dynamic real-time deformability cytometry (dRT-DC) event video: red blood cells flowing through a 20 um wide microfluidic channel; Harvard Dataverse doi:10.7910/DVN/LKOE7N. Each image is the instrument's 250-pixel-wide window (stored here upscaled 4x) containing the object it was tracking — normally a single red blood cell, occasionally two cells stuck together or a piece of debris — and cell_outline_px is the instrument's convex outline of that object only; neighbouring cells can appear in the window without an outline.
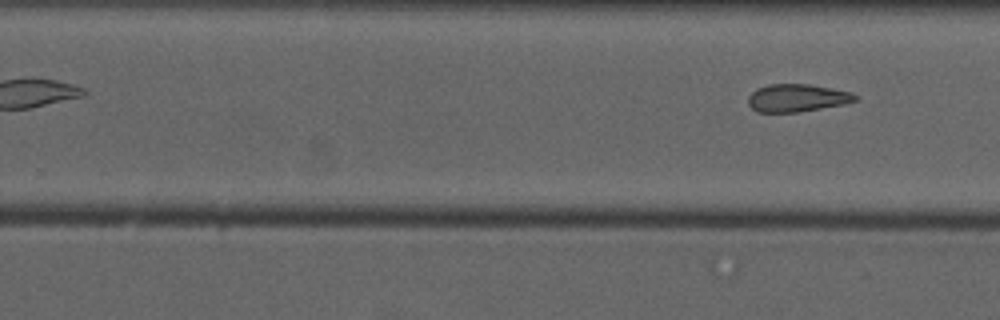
{"species": "common noctule bat (a hibernating species)", "species_latin": "Nyctalus noctula", "temperature_condition": "cold", "stored_images_in_passage": 9, "camera_frame_rate_fps": 3000, "um_per_image_px": 0.085, "animal": {"sex": "male", "forearm_length_mm": 52.5}, "frame": {"image": 1, "passage_image": 9, "time_ms": 9.667, "image_size_px": [1000, 320], "cell_outline_px": [[856, 100], [844, 104], [796, 112], [756, 112], [748, 104], [748, 96], [756, 88], [768, 84], [808, 84], [832, 88], [852, 92], [856, 96]], "centroid_in_image_um": [67.71, 8.32], "position_along_channel_um": 262.1, "area_um2": 17.22}}